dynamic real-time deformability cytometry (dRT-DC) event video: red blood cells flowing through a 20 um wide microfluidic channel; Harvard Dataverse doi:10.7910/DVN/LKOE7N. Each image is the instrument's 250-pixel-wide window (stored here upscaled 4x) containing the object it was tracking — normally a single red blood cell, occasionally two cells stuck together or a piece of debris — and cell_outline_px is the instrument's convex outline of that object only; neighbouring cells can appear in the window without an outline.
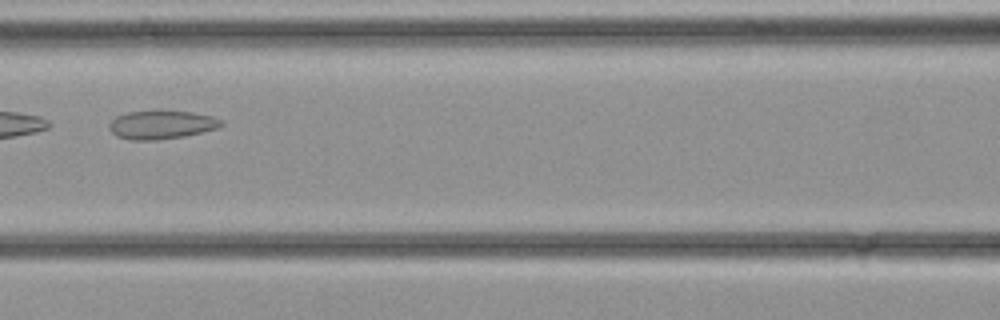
{"species": "common noctule bat (a hibernating species)", "species_latin": "Nyctalus noctula", "temperature_condition": "cold", "stored_images_in_passage": 27, "camera_frame_rate_fps": 3000, "um_per_image_px": 0.085, "animal": {"sex": "female", "body_mass_g": 21.9}, "frame": {"image": 1, "passage_image": 8, "time_ms": 2.333, "image_size_px": [1000, 320], "cell_outline_px": [[224, 124], [216, 128], [184, 136], [156, 140], [128, 140], [116, 136], [108, 128], [108, 124], [116, 116], [128, 112], [192, 112], [212, 116], [220, 120]], "centroid_in_image_um": [13.67, 10.62], "position_along_channel_um": 152.9, "area_um2": 18.21}}